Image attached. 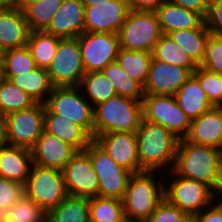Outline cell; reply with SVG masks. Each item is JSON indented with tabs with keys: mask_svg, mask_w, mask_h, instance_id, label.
Returning a JSON list of instances; mask_svg holds the SVG:
<instances>
[{
	"mask_svg": "<svg viewBox=\"0 0 222 222\" xmlns=\"http://www.w3.org/2000/svg\"><path fill=\"white\" fill-rule=\"evenodd\" d=\"M178 176L209 186L217 195L222 190V150L179 139L172 169Z\"/></svg>",
	"mask_w": 222,
	"mask_h": 222,
	"instance_id": "1",
	"label": "cell"
},
{
	"mask_svg": "<svg viewBox=\"0 0 222 222\" xmlns=\"http://www.w3.org/2000/svg\"><path fill=\"white\" fill-rule=\"evenodd\" d=\"M136 135L140 172L166 173L173 169L179 141L177 136L162 125L143 118Z\"/></svg>",
	"mask_w": 222,
	"mask_h": 222,
	"instance_id": "2",
	"label": "cell"
},
{
	"mask_svg": "<svg viewBox=\"0 0 222 222\" xmlns=\"http://www.w3.org/2000/svg\"><path fill=\"white\" fill-rule=\"evenodd\" d=\"M160 173L162 174L157 171H142L130 176L122 198L124 216L127 219L146 220L165 198V178ZM158 174L161 177L159 179Z\"/></svg>",
	"mask_w": 222,
	"mask_h": 222,
	"instance_id": "3",
	"label": "cell"
},
{
	"mask_svg": "<svg viewBox=\"0 0 222 222\" xmlns=\"http://www.w3.org/2000/svg\"><path fill=\"white\" fill-rule=\"evenodd\" d=\"M142 118V101L115 95L94 107L93 139L105 133L136 132Z\"/></svg>",
	"mask_w": 222,
	"mask_h": 222,
	"instance_id": "4",
	"label": "cell"
},
{
	"mask_svg": "<svg viewBox=\"0 0 222 222\" xmlns=\"http://www.w3.org/2000/svg\"><path fill=\"white\" fill-rule=\"evenodd\" d=\"M164 176L167 178L164 179L166 182L164 197L190 217L201 212L218 198V195L206 184L180 177L173 170L165 173Z\"/></svg>",
	"mask_w": 222,
	"mask_h": 222,
	"instance_id": "5",
	"label": "cell"
},
{
	"mask_svg": "<svg viewBox=\"0 0 222 222\" xmlns=\"http://www.w3.org/2000/svg\"><path fill=\"white\" fill-rule=\"evenodd\" d=\"M163 34L155 11L130 9L118 33L120 48L152 52Z\"/></svg>",
	"mask_w": 222,
	"mask_h": 222,
	"instance_id": "6",
	"label": "cell"
},
{
	"mask_svg": "<svg viewBox=\"0 0 222 222\" xmlns=\"http://www.w3.org/2000/svg\"><path fill=\"white\" fill-rule=\"evenodd\" d=\"M45 105L53 113L82 126L93 138L94 107L79 86L53 87Z\"/></svg>",
	"mask_w": 222,
	"mask_h": 222,
	"instance_id": "7",
	"label": "cell"
},
{
	"mask_svg": "<svg viewBox=\"0 0 222 222\" xmlns=\"http://www.w3.org/2000/svg\"><path fill=\"white\" fill-rule=\"evenodd\" d=\"M24 195L48 213L68 195L63 171L33 164L24 184Z\"/></svg>",
	"mask_w": 222,
	"mask_h": 222,
	"instance_id": "8",
	"label": "cell"
},
{
	"mask_svg": "<svg viewBox=\"0 0 222 222\" xmlns=\"http://www.w3.org/2000/svg\"><path fill=\"white\" fill-rule=\"evenodd\" d=\"M143 119L157 123L183 139L190 128L191 120L178 106L173 95L144 94Z\"/></svg>",
	"mask_w": 222,
	"mask_h": 222,
	"instance_id": "9",
	"label": "cell"
},
{
	"mask_svg": "<svg viewBox=\"0 0 222 222\" xmlns=\"http://www.w3.org/2000/svg\"><path fill=\"white\" fill-rule=\"evenodd\" d=\"M47 73L54 87L80 85L85 69L77 37L60 39Z\"/></svg>",
	"mask_w": 222,
	"mask_h": 222,
	"instance_id": "10",
	"label": "cell"
},
{
	"mask_svg": "<svg viewBox=\"0 0 222 222\" xmlns=\"http://www.w3.org/2000/svg\"><path fill=\"white\" fill-rule=\"evenodd\" d=\"M5 120L8 144L31 149L44 131V104L8 113Z\"/></svg>",
	"mask_w": 222,
	"mask_h": 222,
	"instance_id": "11",
	"label": "cell"
},
{
	"mask_svg": "<svg viewBox=\"0 0 222 222\" xmlns=\"http://www.w3.org/2000/svg\"><path fill=\"white\" fill-rule=\"evenodd\" d=\"M77 38L85 73L102 71L106 65L116 61L120 49L118 34L83 32Z\"/></svg>",
	"mask_w": 222,
	"mask_h": 222,
	"instance_id": "12",
	"label": "cell"
},
{
	"mask_svg": "<svg viewBox=\"0 0 222 222\" xmlns=\"http://www.w3.org/2000/svg\"><path fill=\"white\" fill-rule=\"evenodd\" d=\"M62 171L68 195L86 198L98 196V176L85 150L77 151Z\"/></svg>",
	"mask_w": 222,
	"mask_h": 222,
	"instance_id": "13",
	"label": "cell"
},
{
	"mask_svg": "<svg viewBox=\"0 0 222 222\" xmlns=\"http://www.w3.org/2000/svg\"><path fill=\"white\" fill-rule=\"evenodd\" d=\"M129 10L128 0H109L85 6L84 32L118 34Z\"/></svg>",
	"mask_w": 222,
	"mask_h": 222,
	"instance_id": "14",
	"label": "cell"
},
{
	"mask_svg": "<svg viewBox=\"0 0 222 222\" xmlns=\"http://www.w3.org/2000/svg\"><path fill=\"white\" fill-rule=\"evenodd\" d=\"M94 141L120 166L140 172L136 132H112L98 135Z\"/></svg>",
	"mask_w": 222,
	"mask_h": 222,
	"instance_id": "15",
	"label": "cell"
},
{
	"mask_svg": "<svg viewBox=\"0 0 222 222\" xmlns=\"http://www.w3.org/2000/svg\"><path fill=\"white\" fill-rule=\"evenodd\" d=\"M191 74L185 67L152 58L144 94L174 95Z\"/></svg>",
	"mask_w": 222,
	"mask_h": 222,
	"instance_id": "16",
	"label": "cell"
},
{
	"mask_svg": "<svg viewBox=\"0 0 222 222\" xmlns=\"http://www.w3.org/2000/svg\"><path fill=\"white\" fill-rule=\"evenodd\" d=\"M33 164L63 170L77 150L56 136L43 131L30 149Z\"/></svg>",
	"mask_w": 222,
	"mask_h": 222,
	"instance_id": "17",
	"label": "cell"
},
{
	"mask_svg": "<svg viewBox=\"0 0 222 222\" xmlns=\"http://www.w3.org/2000/svg\"><path fill=\"white\" fill-rule=\"evenodd\" d=\"M184 139L196 145L212 146L222 150V107L214 106L199 118L191 120Z\"/></svg>",
	"mask_w": 222,
	"mask_h": 222,
	"instance_id": "18",
	"label": "cell"
},
{
	"mask_svg": "<svg viewBox=\"0 0 222 222\" xmlns=\"http://www.w3.org/2000/svg\"><path fill=\"white\" fill-rule=\"evenodd\" d=\"M84 10L81 0H63L45 32L61 38L78 37L84 32Z\"/></svg>",
	"mask_w": 222,
	"mask_h": 222,
	"instance_id": "19",
	"label": "cell"
},
{
	"mask_svg": "<svg viewBox=\"0 0 222 222\" xmlns=\"http://www.w3.org/2000/svg\"><path fill=\"white\" fill-rule=\"evenodd\" d=\"M44 131L73 146L77 151L84 150L94 139L80 125L53 113L44 104Z\"/></svg>",
	"mask_w": 222,
	"mask_h": 222,
	"instance_id": "20",
	"label": "cell"
},
{
	"mask_svg": "<svg viewBox=\"0 0 222 222\" xmlns=\"http://www.w3.org/2000/svg\"><path fill=\"white\" fill-rule=\"evenodd\" d=\"M30 29L24 12L14 4L0 11V48H21L27 45Z\"/></svg>",
	"mask_w": 222,
	"mask_h": 222,
	"instance_id": "21",
	"label": "cell"
},
{
	"mask_svg": "<svg viewBox=\"0 0 222 222\" xmlns=\"http://www.w3.org/2000/svg\"><path fill=\"white\" fill-rule=\"evenodd\" d=\"M33 166L31 150L7 145L0 152V176L25 184Z\"/></svg>",
	"mask_w": 222,
	"mask_h": 222,
	"instance_id": "22",
	"label": "cell"
},
{
	"mask_svg": "<svg viewBox=\"0 0 222 222\" xmlns=\"http://www.w3.org/2000/svg\"><path fill=\"white\" fill-rule=\"evenodd\" d=\"M164 34L179 29H196L205 25V18L197 12L164 1L156 10Z\"/></svg>",
	"mask_w": 222,
	"mask_h": 222,
	"instance_id": "23",
	"label": "cell"
},
{
	"mask_svg": "<svg viewBox=\"0 0 222 222\" xmlns=\"http://www.w3.org/2000/svg\"><path fill=\"white\" fill-rule=\"evenodd\" d=\"M173 96L190 120L199 118L204 112L214 107L192 74Z\"/></svg>",
	"mask_w": 222,
	"mask_h": 222,
	"instance_id": "24",
	"label": "cell"
},
{
	"mask_svg": "<svg viewBox=\"0 0 222 222\" xmlns=\"http://www.w3.org/2000/svg\"><path fill=\"white\" fill-rule=\"evenodd\" d=\"M9 80L25 91L35 103L45 104L54 87L47 69L39 67L29 73L12 76Z\"/></svg>",
	"mask_w": 222,
	"mask_h": 222,
	"instance_id": "25",
	"label": "cell"
},
{
	"mask_svg": "<svg viewBox=\"0 0 222 222\" xmlns=\"http://www.w3.org/2000/svg\"><path fill=\"white\" fill-rule=\"evenodd\" d=\"M47 222H90L89 198L67 195L47 213Z\"/></svg>",
	"mask_w": 222,
	"mask_h": 222,
	"instance_id": "26",
	"label": "cell"
},
{
	"mask_svg": "<svg viewBox=\"0 0 222 222\" xmlns=\"http://www.w3.org/2000/svg\"><path fill=\"white\" fill-rule=\"evenodd\" d=\"M167 35L182 49L187 51L198 65L201 63L210 35L206 24L202 28L174 30L167 33Z\"/></svg>",
	"mask_w": 222,
	"mask_h": 222,
	"instance_id": "27",
	"label": "cell"
},
{
	"mask_svg": "<svg viewBox=\"0 0 222 222\" xmlns=\"http://www.w3.org/2000/svg\"><path fill=\"white\" fill-rule=\"evenodd\" d=\"M60 39L61 37L45 31H30L26 46L31 51L37 67L48 69L54 59Z\"/></svg>",
	"mask_w": 222,
	"mask_h": 222,
	"instance_id": "28",
	"label": "cell"
},
{
	"mask_svg": "<svg viewBox=\"0 0 222 222\" xmlns=\"http://www.w3.org/2000/svg\"><path fill=\"white\" fill-rule=\"evenodd\" d=\"M152 58L168 64L185 67L191 73L199 66L192 57L167 34L159 39L151 52Z\"/></svg>",
	"mask_w": 222,
	"mask_h": 222,
	"instance_id": "29",
	"label": "cell"
},
{
	"mask_svg": "<svg viewBox=\"0 0 222 222\" xmlns=\"http://www.w3.org/2000/svg\"><path fill=\"white\" fill-rule=\"evenodd\" d=\"M79 87L93 107L117 95L111 81L105 77L102 71L85 73Z\"/></svg>",
	"mask_w": 222,
	"mask_h": 222,
	"instance_id": "30",
	"label": "cell"
},
{
	"mask_svg": "<svg viewBox=\"0 0 222 222\" xmlns=\"http://www.w3.org/2000/svg\"><path fill=\"white\" fill-rule=\"evenodd\" d=\"M116 61L129 77L142 86L145 85L152 61L151 52L129 51L120 48Z\"/></svg>",
	"mask_w": 222,
	"mask_h": 222,
	"instance_id": "31",
	"label": "cell"
},
{
	"mask_svg": "<svg viewBox=\"0 0 222 222\" xmlns=\"http://www.w3.org/2000/svg\"><path fill=\"white\" fill-rule=\"evenodd\" d=\"M102 73L111 81L117 95L136 101L143 100V86L129 77L117 61H113L106 65Z\"/></svg>",
	"mask_w": 222,
	"mask_h": 222,
	"instance_id": "32",
	"label": "cell"
},
{
	"mask_svg": "<svg viewBox=\"0 0 222 222\" xmlns=\"http://www.w3.org/2000/svg\"><path fill=\"white\" fill-rule=\"evenodd\" d=\"M124 218L122 199L101 196L89 198L90 222H120Z\"/></svg>",
	"mask_w": 222,
	"mask_h": 222,
	"instance_id": "33",
	"label": "cell"
},
{
	"mask_svg": "<svg viewBox=\"0 0 222 222\" xmlns=\"http://www.w3.org/2000/svg\"><path fill=\"white\" fill-rule=\"evenodd\" d=\"M63 0H40L23 12L30 31H45Z\"/></svg>",
	"mask_w": 222,
	"mask_h": 222,
	"instance_id": "34",
	"label": "cell"
},
{
	"mask_svg": "<svg viewBox=\"0 0 222 222\" xmlns=\"http://www.w3.org/2000/svg\"><path fill=\"white\" fill-rule=\"evenodd\" d=\"M5 79L25 74L37 68L31 51L27 46L3 51L2 57Z\"/></svg>",
	"mask_w": 222,
	"mask_h": 222,
	"instance_id": "35",
	"label": "cell"
},
{
	"mask_svg": "<svg viewBox=\"0 0 222 222\" xmlns=\"http://www.w3.org/2000/svg\"><path fill=\"white\" fill-rule=\"evenodd\" d=\"M34 100L10 80L5 79L0 85V114L27 109L34 105Z\"/></svg>",
	"mask_w": 222,
	"mask_h": 222,
	"instance_id": "36",
	"label": "cell"
},
{
	"mask_svg": "<svg viewBox=\"0 0 222 222\" xmlns=\"http://www.w3.org/2000/svg\"><path fill=\"white\" fill-rule=\"evenodd\" d=\"M8 217L20 222H47V212L25 195L9 209Z\"/></svg>",
	"mask_w": 222,
	"mask_h": 222,
	"instance_id": "37",
	"label": "cell"
},
{
	"mask_svg": "<svg viewBox=\"0 0 222 222\" xmlns=\"http://www.w3.org/2000/svg\"><path fill=\"white\" fill-rule=\"evenodd\" d=\"M132 174H97L99 180L98 196L122 199Z\"/></svg>",
	"mask_w": 222,
	"mask_h": 222,
	"instance_id": "38",
	"label": "cell"
},
{
	"mask_svg": "<svg viewBox=\"0 0 222 222\" xmlns=\"http://www.w3.org/2000/svg\"><path fill=\"white\" fill-rule=\"evenodd\" d=\"M84 150L88 153L96 174L132 173L117 164L94 140Z\"/></svg>",
	"mask_w": 222,
	"mask_h": 222,
	"instance_id": "39",
	"label": "cell"
},
{
	"mask_svg": "<svg viewBox=\"0 0 222 222\" xmlns=\"http://www.w3.org/2000/svg\"><path fill=\"white\" fill-rule=\"evenodd\" d=\"M192 75L198 80L214 106H222V75L197 67Z\"/></svg>",
	"mask_w": 222,
	"mask_h": 222,
	"instance_id": "40",
	"label": "cell"
},
{
	"mask_svg": "<svg viewBox=\"0 0 222 222\" xmlns=\"http://www.w3.org/2000/svg\"><path fill=\"white\" fill-rule=\"evenodd\" d=\"M199 67L222 75V38L209 35Z\"/></svg>",
	"mask_w": 222,
	"mask_h": 222,
	"instance_id": "41",
	"label": "cell"
},
{
	"mask_svg": "<svg viewBox=\"0 0 222 222\" xmlns=\"http://www.w3.org/2000/svg\"><path fill=\"white\" fill-rule=\"evenodd\" d=\"M190 216L164 198L146 219L147 222H186Z\"/></svg>",
	"mask_w": 222,
	"mask_h": 222,
	"instance_id": "42",
	"label": "cell"
},
{
	"mask_svg": "<svg viewBox=\"0 0 222 222\" xmlns=\"http://www.w3.org/2000/svg\"><path fill=\"white\" fill-rule=\"evenodd\" d=\"M24 195V185L0 176V208H11Z\"/></svg>",
	"mask_w": 222,
	"mask_h": 222,
	"instance_id": "43",
	"label": "cell"
},
{
	"mask_svg": "<svg viewBox=\"0 0 222 222\" xmlns=\"http://www.w3.org/2000/svg\"><path fill=\"white\" fill-rule=\"evenodd\" d=\"M205 24L211 35L222 38V0H210Z\"/></svg>",
	"mask_w": 222,
	"mask_h": 222,
	"instance_id": "44",
	"label": "cell"
},
{
	"mask_svg": "<svg viewBox=\"0 0 222 222\" xmlns=\"http://www.w3.org/2000/svg\"><path fill=\"white\" fill-rule=\"evenodd\" d=\"M192 218L193 222H222V199L217 198L211 205L193 215Z\"/></svg>",
	"mask_w": 222,
	"mask_h": 222,
	"instance_id": "45",
	"label": "cell"
},
{
	"mask_svg": "<svg viewBox=\"0 0 222 222\" xmlns=\"http://www.w3.org/2000/svg\"><path fill=\"white\" fill-rule=\"evenodd\" d=\"M185 9L197 12L206 18L210 0H166Z\"/></svg>",
	"mask_w": 222,
	"mask_h": 222,
	"instance_id": "46",
	"label": "cell"
},
{
	"mask_svg": "<svg viewBox=\"0 0 222 222\" xmlns=\"http://www.w3.org/2000/svg\"><path fill=\"white\" fill-rule=\"evenodd\" d=\"M166 0H128L129 8L137 11H155Z\"/></svg>",
	"mask_w": 222,
	"mask_h": 222,
	"instance_id": "47",
	"label": "cell"
},
{
	"mask_svg": "<svg viewBox=\"0 0 222 222\" xmlns=\"http://www.w3.org/2000/svg\"><path fill=\"white\" fill-rule=\"evenodd\" d=\"M8 145L5 115L0 114V152Z\"/></svg>",
	"mask_w": 222,
	"mask_h": 222,
	"instance_id": "48",
	"label": "cell"
},
{
	"mask_svg": "<svg viewBox=\"0 0 222 222\" xmlns=\"http://www.w3.org/2000/svg\"><path fill=\"white\" fill-rule=\"evenodd\" d=\"M40 0H13V4L24 11L29 5L35 4Z\"/></svg>",
	"mask_w": 222,
	"mask_h": 222,
	"instance_id": "49",
	"label": "cell"
},
{
	"mask_svg": "<svg viewBox=\"0 0 222 222\" xmlns=\"http://www.w3.org/2000/svg\"><path fill=\"white\" fill-rule=\"evenodd\" d=\"M13 5V0H0V11L6 10Z\"/></svg>",
	"mask_w": 222,
	"mask_h": 222,
	"instance_id": "50",
	"label": "cell"
},
{
	"mask_svg": "<svg viewBox=\"0 0 222 222\" xmlns=\"http://www.w3.org/2000/svg\"><path fill=\"white\" fill-rule=\"evenodd\" d=\"M84 6H93V3H107L109 0H81Z\"/></svg>",
	"mask_w": 222,
	"mask_h": 222,
	"instance_id": "51",
	"label": "cell"
},
{
	"mask_svg": "<svg viewBox=\"0 0 222 222\" xmlns=\"http://www.w3.org/2000/svg\"><path fill=\"white\" fill-rule=\"evenodd\" d=\"M9 215V208H0V222H3Z\"/></svg>",
	"mask_w": 222,
	"mask_h": 222,
	"instance_id": "52",
	"label": "cell"
},
{
	"mask_svg": "<svg viewBox=\"0 0 222 222\" xmlns=\"http://www.w3.org/2000/svg\"><path fill=\"white\" fill-rule=\"evenodd\" d=\"M5 80V74L3 70V64L2 61H0V85Z\"/></svg>",
	"mask_w": 222,
	"mask_h": 222,
	"instance_id": "53",
	"label": "cell"
},
{
	"mask_svg": "<svg viewBox=\"0 0 222 222\" xmlns=\"http://www.w3.org/2000/svg\"><path fill=\"white\" fill-rule=\"evenodd\" d=\"M124 222H147L146 220H138V219H127L124 218Z\"/></svg>",
	"mask_w": 222,
	"mask_h": 222,
	"instance_id": "54",
	"label": "cell"
},
{
	"mask_svg": "<svg viewBox=\"0 0 222 222\" xmlns=\"http://www.w3.org/2000/svg\"><path fill=\"white\" fill-rule=\"evenodd\" d=\"M3 222H20V221L19 220L17 221L15 219H12V218L7 216V218Z\"/></svg>",
	"mask_w": 222,
	"mask_h": 222,
	"instance_id": "55",
	"label": "cell"
},
{
	"mask_svg": "<svg viewBox=\"0 0 222 222\" xmlns=\"http://www.w3.org/2000/svg\"><path fill=\"white\" fill-rule=\"evenodd\" d=\"M2 57H3V50L0 48V61H2Z\"/></svg>",
	"mask_w": 222,
	"mask_h": 222,
	"instance_id": "56",
	"label": "cell"
},
{
	"mask_svg": "<svg viewBox=\"0 0 222 222\" xmlns=\"http://www.w3.org/2000/svg\"><path fill=\"white\" fill-rule=\"evenodd\" d=\"M186 222H193V218L190 217Z\"/></svg>",
	"mask_w": 222,
	"mask_h": 222,
	"instance_id": "57",
	"label": "cell"
},
{
	"mask_svg": "<svg viewBox=\"0 0 222 222\" xmlns=\"http://www.w3.org/2000/svg\"><path fill=\"white\" fill-rule=\"evenodd\" d=\"M220 197H221V198H220ZM218 198L222 199V190H221V192L219 193Z\"/></svg>",
	"mask_w": 222,
	"mask_h": 222,
	"instance_id": "58",
	"label": "cell"
}]
</instances>
